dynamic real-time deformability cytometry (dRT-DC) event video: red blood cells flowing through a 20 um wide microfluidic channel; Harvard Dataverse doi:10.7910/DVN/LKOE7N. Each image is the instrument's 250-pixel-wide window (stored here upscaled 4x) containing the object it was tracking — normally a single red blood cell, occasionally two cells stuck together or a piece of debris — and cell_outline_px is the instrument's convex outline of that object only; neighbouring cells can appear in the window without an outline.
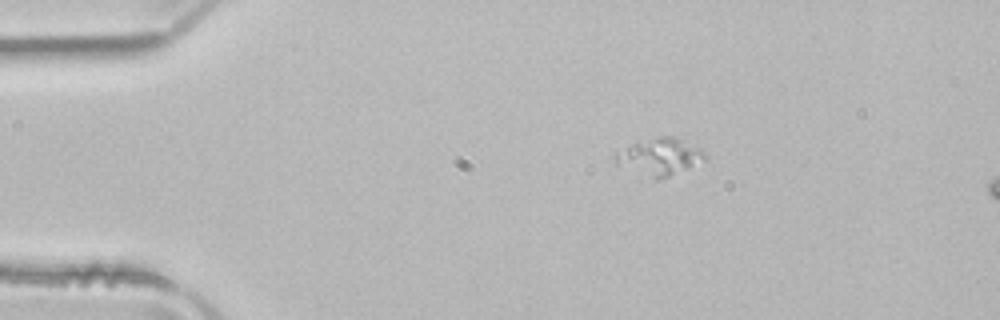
{"species": "common noctule bat (a hibernating species)", "species_latin": "Nyctalus noctula", "temperature_condition": "room temperature", "stored_images_in_passage": 44, "segment_of_instrument_passage": [1, 2], "camera_frame_rate_fps": 3000, "um_per_image_px": 0.085, "animal": {"sex": "male", "body_mass_g": 21.5, "forearm_length_mm": 52.0}, "frame": {"image": 1, "passage_image": 1, "time_ms": 0.0, "image_size_px": [1000, 320], "cell_outline_px": [[704, 160], [660, 180], [656, 180], [616, 164], [612, 160], [612, 156], [616, 152], [632, 144], [656, 136], [672, 136], [700, 148], [704, 152]], "centroid_in_image_um": [56.0, 13.32], "position_along_channel_um": 29.0, "area_um2": 19.02}}
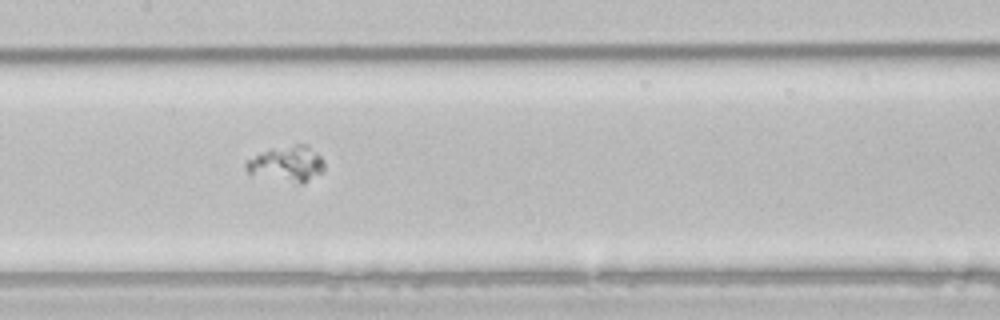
{"frame": {"image": 2, "passage_image": 17, "time_ms": 5.333, "image_size_px": [1000, 320], "cell_outline_px": [[324, 172], [304, 184], [296, 184], [252, 176], [244, 168], [244, 164], [248, 160], [268, 148], [296, 144], [304, 144], [320, 156], [324, 160]], "centroid_in_image_um": [24.37, 13.96], "position_along_channel_um": 183.0, "area_um2": 16.82}}
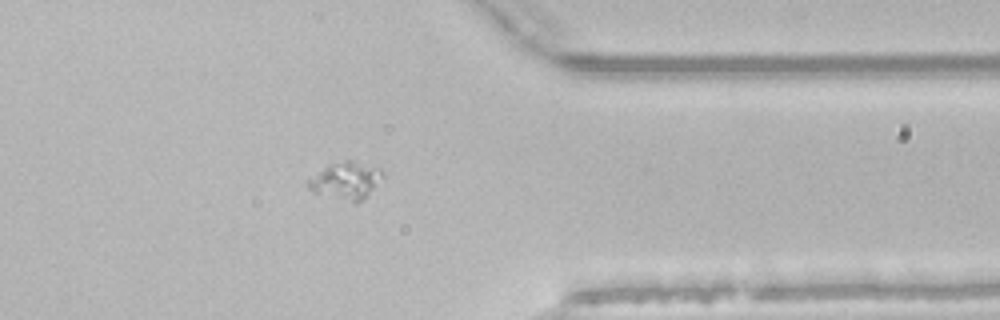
{"frame": {"image": 3, "passage_image": 33, "time_ms": 10.667, "image_size_px": [1000, 320], "cell_outline_px": [[384, 176], [356, 204], [352, 204], [312, 192], [308, 188], [308, 180], [328, 164], [344, 160], [356, 160], [380, 168]], "centroid_in_image_um": [29.38, 15.35], "position_along_channel_um": 382.0, "area_um2": 16.18}}